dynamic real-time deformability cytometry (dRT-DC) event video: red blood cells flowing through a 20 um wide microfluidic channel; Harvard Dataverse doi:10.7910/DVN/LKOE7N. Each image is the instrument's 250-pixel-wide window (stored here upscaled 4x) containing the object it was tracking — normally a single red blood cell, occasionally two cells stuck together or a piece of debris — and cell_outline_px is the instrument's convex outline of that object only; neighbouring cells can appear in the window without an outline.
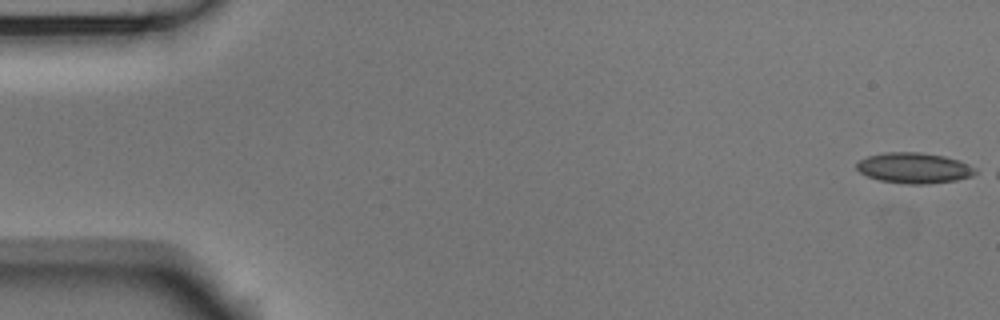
{"species": "Egyptian fruit bat (a non-hibernating species)", "species_latin": "Rousettus aegyptiacus", "temperature_condition": "room temperature", "stored_images_in_passage": 8, "camera_frame_rate_fps": 3000, "um_per_image_px": 0.085, "animal": {"sex": "male"}, "frame": {"image": 1, "passage_image": 1, "time_ms": 0.0, "image_size_px": [1000, 320], "cell_outline_px": [[980, 172], [972, 176], [956, 180], [924, 184], [908, 184], [880, 180], [868, 176], [860, 172], [856, 168], [856, 164], [860, 160], [868, 156], [884, 152], [920, 152], [944, 156], [968, 164], [976, 168]], "centroid_in_image_um": [77.71, 14.27], "position_along_channel_um": 7.3, "area_um2": 21.1}}